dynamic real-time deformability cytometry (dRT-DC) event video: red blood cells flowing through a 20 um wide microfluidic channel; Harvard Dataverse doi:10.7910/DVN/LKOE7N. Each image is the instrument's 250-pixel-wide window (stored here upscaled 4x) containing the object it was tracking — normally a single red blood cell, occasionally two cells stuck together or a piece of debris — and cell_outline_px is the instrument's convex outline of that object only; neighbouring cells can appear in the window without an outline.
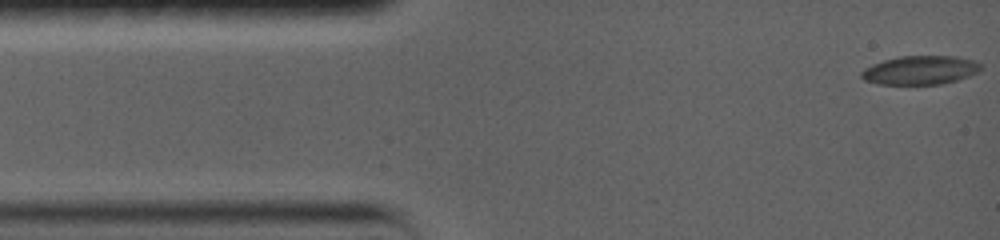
{"species": "common noctule bat (a hibernating species)", "species_latin": "Nyctalus noctula", "temperature_condition": "warm", "stored_images_in_passage": 12, "camera_frame_rate_fps": 5000, "um_per_image_px": 0.085, "animal": {"sex": "female", "body_mass_g": 19.0, "forearm_length_mm": 56.7}, "frame": {"image": 1, "passage_image": 1, "time_ms": 0.0, "image_size_px": [1000, 240], "cell_outline_px": [[980, 68], [956, 80], [936, 84], [884, 84], [868, 80], [864, 76], [864, 72], [868, 68], [876, 64], [888, 60], [904, 56], [948, 56], [968, 60], [980, 64]], "centroid_in_image_um": [78.23, 5.96], "position_along_channel_um": 6.8, "area_um2": 18.5}}